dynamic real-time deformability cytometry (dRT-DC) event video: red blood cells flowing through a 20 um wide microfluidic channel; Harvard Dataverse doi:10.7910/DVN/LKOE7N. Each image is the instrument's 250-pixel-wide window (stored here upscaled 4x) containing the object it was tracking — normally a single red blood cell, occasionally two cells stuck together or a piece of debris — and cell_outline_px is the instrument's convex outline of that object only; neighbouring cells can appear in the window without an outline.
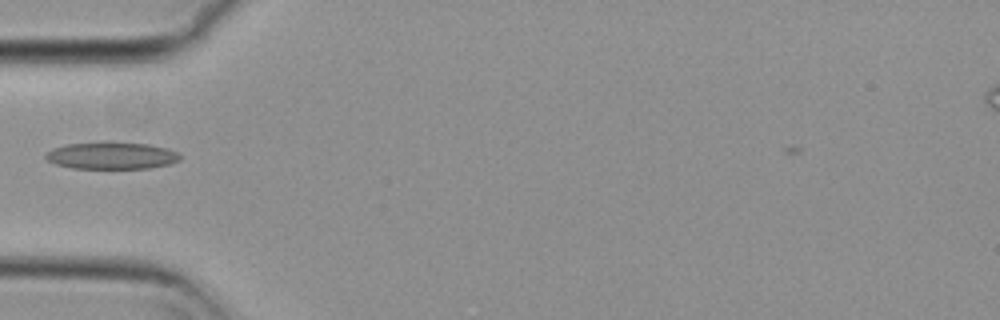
{"species": "common noctule bat (a hibernating species)", "species_latin": "Nyctalus noctula", "temperature_condition": "cold", "stored_images_in_passage": 43, "camera_frame_rate_fps": 3000, "um_per_image_px": 0.085, "animal": {"sex": "female", "body_mass_g": 29.2, "forearm_length_mm": 56.3}, "frame": {"image": 1, "passage_image": 6, "time_ms": 1.667, "image_size_px": [1000, 320], "cell_outline_px": [[180, 160], [168, 164], [148, 168], [72, 168], [56, 164], [48, 160], [44, 156], [44, 152], [52, 148], [64, 144], [104, 140], [112, 140], [148, 144], [168, 148], [176, 152], [180, 156]], "centroid_in_image_um": [9.43, 13.18], "position_along_channel_um": 75.6, "area_um2": 21.79}}
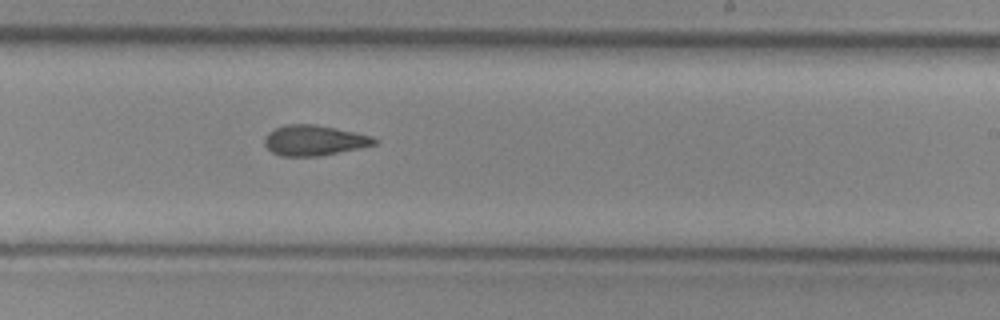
{"frame": {"image": 2, "passage_image": 21, "time_ms": 6.667, "image_size_px": [1000, 320], "cell_outline_px": [[380, 140], [376, 144], [360, 148], [320, 156], [280, 156], [272, 152], [264, 144], [264, 140], [268, 132], [276, 128], [288, 124], [312, 124], [372, 136]], "centroid_in_image_um": [26.7, 11.94], "position_along_channel_um": 262.3, "area_um2": 19.25}}
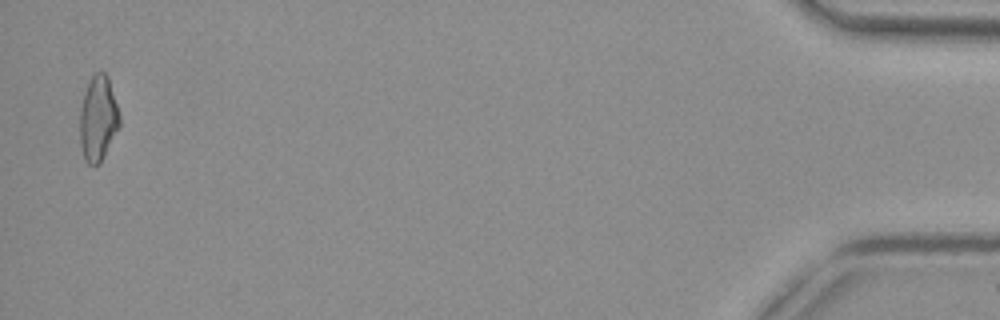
{"frame": {"image": 3, "passage_image": 42, "time_ms": 13.667, "image_size_px": [1000, 320], "cell_outline_px": [[120, 124], [100, 164], [88, 164], [84, 160], [80, 144], [80, 108], [84, 92], [88, 80], [92, 72], [104, 72], [108, 76], [120, 116]], "centroid_in_image_um": [8.32, 10.04], "position_along_channel_um": 426.9, "area_um2": 19.83}, "authors_computed_cell_mechanics": {"area_um2": 19.363, "velocity_mm_per_s": 3.7225, "shape_relaxation_time_tau1_ms": null, "shape_relaxation_time_tau2_ms": 4.8922, "deformation_change_tau1": null, "deformation_change_tau2": 0.1346}}